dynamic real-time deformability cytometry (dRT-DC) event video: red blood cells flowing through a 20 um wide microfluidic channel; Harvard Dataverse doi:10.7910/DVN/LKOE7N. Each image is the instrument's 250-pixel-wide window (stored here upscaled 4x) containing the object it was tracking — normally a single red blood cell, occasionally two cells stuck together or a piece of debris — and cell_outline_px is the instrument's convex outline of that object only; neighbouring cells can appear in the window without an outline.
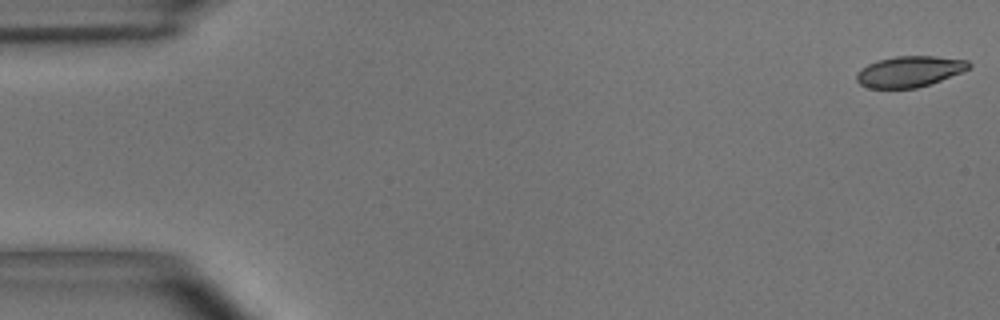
{"species": "common noctule bat (a hibernating species)", "species_latin": "Nyctalus noctula", "temperature_condition": "room temperature", "stored_images_in_passage": 54, "camera_frame_rate_fps": 3000, "um_per_image_px": 0.085, "animal": {"sex": "male", "body_mass_g": 15.6}, "frame": {"image": 1, "passage_image": 1, "time_ms": 0.0, "image_size_px": [1000, 320], "cell_outline_px": [[972, 64], [968, 68], [960, 72], [940, 80], [916, 88], [868, 88], [860, 84], [856, 80], [856, 72], [860, 68], [876, 60], [896, 56], [936, 56], [968, 60]], "centroid_in_image_um": [77.26, 6.07], "position_along_channel_um": 7.7, "area_um2": 20.17}}
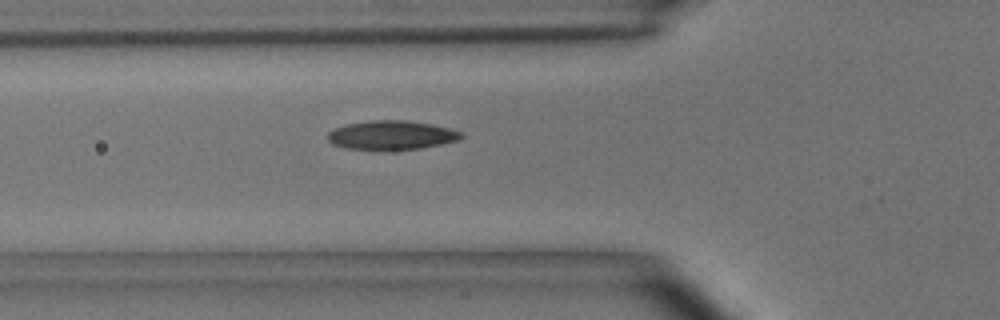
{"frame": {"image": 2, "passage_image": 19, "time_ms": 6.0, "image_size_px": [1000, 320], "cell_outline_px": [[464, 136], [460, 140], [420, 148], [344, 148], [332, 144], [328, 140], [328, 132], [336, 128], [348, 124], [368, 120], [404, 120], [432, 124], [464, 132]], "centroid_in_image_um": [33.31, 11.46], "position_along_channel_um": 92.5, "area_um2": 22.08}}
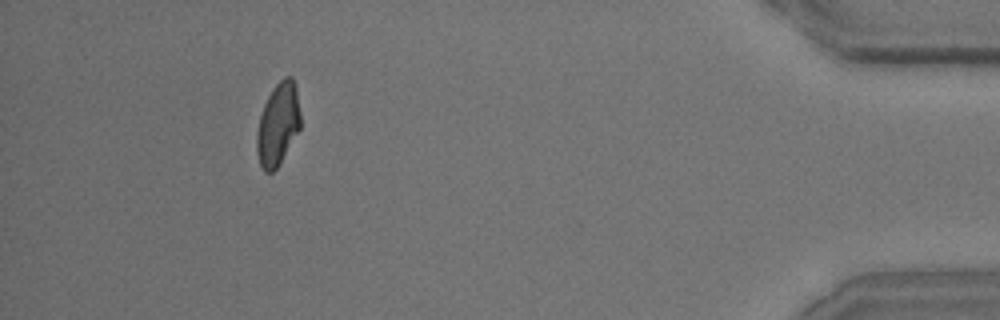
{"frame": {"image": 3, "passage_image": 50, "time_ms": 16.333, "image_size_px": [1000, 320], "cell_outline_px": [[300, 128], [276, 168], [272, 172], [264, 172], [260, 164], [256, 152], [256, 132], [260, 116], [264, 104], [272, 88], [284, 76], [292, 76], [296, 88], [300, 112]], "centroid_in_image_um": [23.61, 10.53], "position_along_channel_um": 411.6, "area_um2": 20.87}, "authors_computed_cell_mechanics": {"area_um2": 21.5305, "velocity_mm_per_s": 3.6568, "shape_relaxation_time_tau1_ms": 5.6442, "shape_relaxation_time_tau2_ms": 2.0881, "deformation_change_tau1": 0.1689, "deformation_change_tau2": 0.079}}